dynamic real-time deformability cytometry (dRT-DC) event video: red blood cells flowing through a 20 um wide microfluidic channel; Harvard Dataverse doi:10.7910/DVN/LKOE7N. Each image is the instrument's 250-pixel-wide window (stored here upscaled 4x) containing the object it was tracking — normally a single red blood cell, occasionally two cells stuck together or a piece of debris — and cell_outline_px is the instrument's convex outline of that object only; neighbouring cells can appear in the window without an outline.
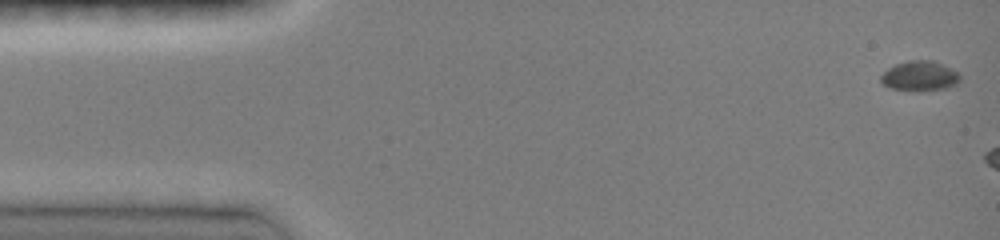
{"species": "common noctule bat (a hibernating species)", "species_latin": "Nyctalus noctula", "temperature_condition": "room temperature", "stored_images_in_passage": 5, "camera_frame_rate_fps": 3000, "um_per_image_px": 0.085, "animal": {"sex": "female", "body_mass_g": 19.0, "forearm_length_mm": 51.5}, "frame": {"image": 1, "passage_image": 1, "time_ms": 0.0, "image_size_px": [1000, 240], "cell_outline_px": [[960, 80], [956, 84], [944, 88], [892, 88], [884, 84], [880, 80], [880, 76], [888, 68], [896, 64], [908, 60], [932, 60], [956, 72], [960, 76]], "centroid_in_image_um": [78.15, 6.4], "position_along_channel_um": 6.9, "area_um2": 12.89}}